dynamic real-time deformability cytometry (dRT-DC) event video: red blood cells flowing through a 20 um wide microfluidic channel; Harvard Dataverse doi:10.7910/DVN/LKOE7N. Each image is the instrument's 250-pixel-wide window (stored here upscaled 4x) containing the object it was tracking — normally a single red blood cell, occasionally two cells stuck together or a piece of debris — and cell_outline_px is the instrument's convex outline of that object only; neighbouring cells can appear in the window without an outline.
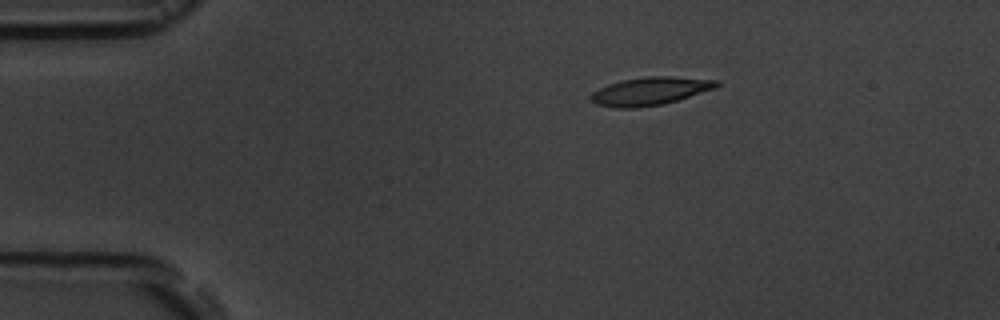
{"species": "common noctule bat (a hibernating species)", "species_latin": "Nyctalus noctula", "temperature_condition": "room temperature", "stored_images_in_passage": 4, "camera_frame_rate_fps": 3000, "um_per_image_px": 0.085, "animal": {"sex": "male", "body_mass_g": 19.5, "forearm_length_mm": 54.6}, "frame": {"image": 1, "passage_image": 1, "time_ms": 0.0, "image_size_px": [1000, 320], "cell_outline_px": [[724, 84], [716, 88], [664, 104], [636, 108], [616, 108], [596, 104], [588, 96], [592, 92], [608, 84], [624, 80], [648, 76], [672, 76], [720, 80]], "centroid_in_image_um": [55.31, 7.74], "position_along_channel_um": 29.7, "area_um2": 20.69}}
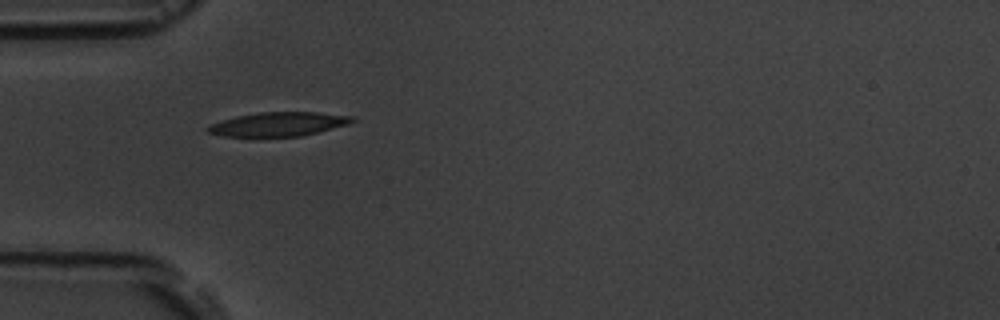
{"frame": {"image": 2, "passage_image": 3, "time_ms": 2.333, "image_size_px": [1000, 320], "cell_outline_px": [[356, 120], [348, 124], [300, 136], [224, 136], [208, 132], [204, 128], [208, 124], [236, 116], [260, 112], [316, 112], [356, 116]], "centroid_in_image_um": [23.65, 10.54], "position_along_channel_um": 61.3, "area_um2": 20.11}}
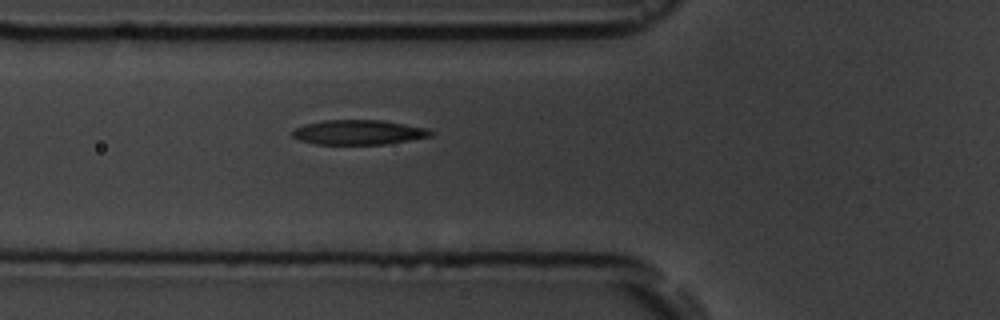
{"frame": {"image": 3, "passage_image": 4, "time_ms": 3.333, "image_size_px": [1000, 320], "cell_outline_px": [[436, 132], [432, 136], [384, 144], [316, 144], [300, 140], [292, 136], [292, 128], [304, 124], [324, 120], [380, 120], [428, 128]], "centroid_in_image_um": [30.47, 11.24], "position_along_channel_um": 95.3, "area_um2": 19.94}}